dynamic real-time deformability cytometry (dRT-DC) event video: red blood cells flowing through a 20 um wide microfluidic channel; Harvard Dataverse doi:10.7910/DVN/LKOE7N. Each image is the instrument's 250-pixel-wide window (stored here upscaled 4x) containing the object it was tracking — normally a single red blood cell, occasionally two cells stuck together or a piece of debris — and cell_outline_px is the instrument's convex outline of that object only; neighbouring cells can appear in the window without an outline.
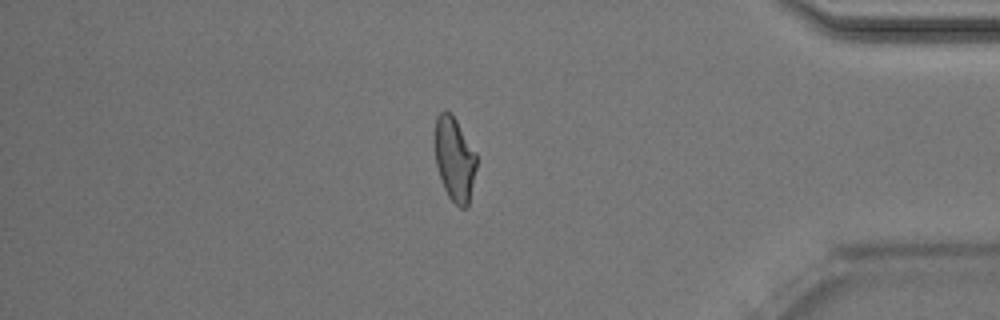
{"species": "Egyptian fruit bat (a non-hibernating species)", "species_latin": "Rousettus aegyptiacus", "temperature_condition": "room temperature", "stored_images_in_passage": 47, "camera_frame_rate_fps": 3000, "um_per_image_px": 0.085, "animal": {"sex": "male"}, "frame": {"image": 1, "passage_image": 40, "time_ms": 13.0, "image_size_px": [1000, 320], "cell_outline_px": [[476, 168], [468, 204], [464, 208], [460, 208], [448, 196], [444, 188], [436, 164], [436, 116], [444, 108], [452, 112], [476, 152]], "centroid_in_image_um": [38.64, 13.47], "position_along_channel_um": 396.6, "area_um2": 20.23}, "authors_computed_cell_mechanics": {"area_um2": 21.3282, "velocity_mm_per_s": 4.0257, "shape_relaxation_time_tau1_ms": 5.9286, "shape_relaxation_time_tau2_ms": 1.9581, "deformation_change_tau1": 0.1824, "deformation_change_tau2": 0.1004}}